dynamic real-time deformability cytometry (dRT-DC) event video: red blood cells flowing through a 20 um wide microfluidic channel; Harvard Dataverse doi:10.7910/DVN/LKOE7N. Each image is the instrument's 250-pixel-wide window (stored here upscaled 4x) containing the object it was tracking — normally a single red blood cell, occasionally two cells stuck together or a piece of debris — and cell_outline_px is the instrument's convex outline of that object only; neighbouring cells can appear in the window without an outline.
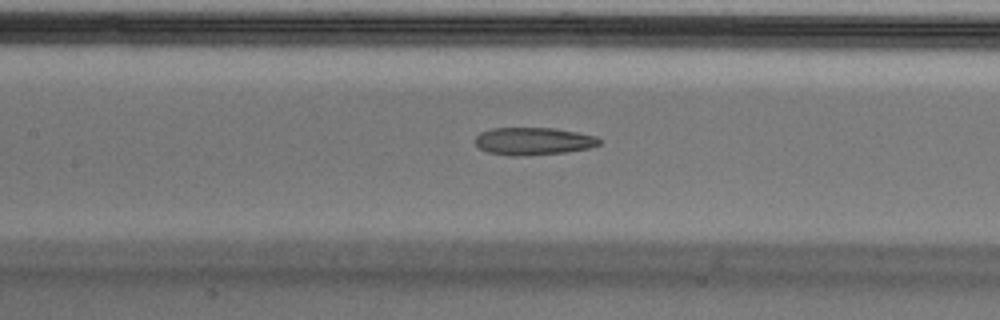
{"species": "Egyptian fruit bat (a non-hibernating species)", "species_latin": "Rousettus aegyptiacus", "temperature_condition": "cold", "stored_images_in_passage": 38, "camera_frame_rate_fps": 3000, "um_per_image_px": 0.085, "animal": {"sex": "male"}, "frame": {"image": 1, "passage_image": 9, "time_ms": 2.667, "image_size_px": [1000, 320], "cell_outline_px": [[600, 144], [588, 148], [564, 152], [524, 156], [508, 156], [488, 152], [480, 148], [476, 144], [476, 136], [480, 132], [492, 128], [556, 128], [596, 136], [600, 140]], "centroid_in_image_um": [45.31, 12.0], "position_along_channel_um": 162.1, "area_um2": 19.88}}
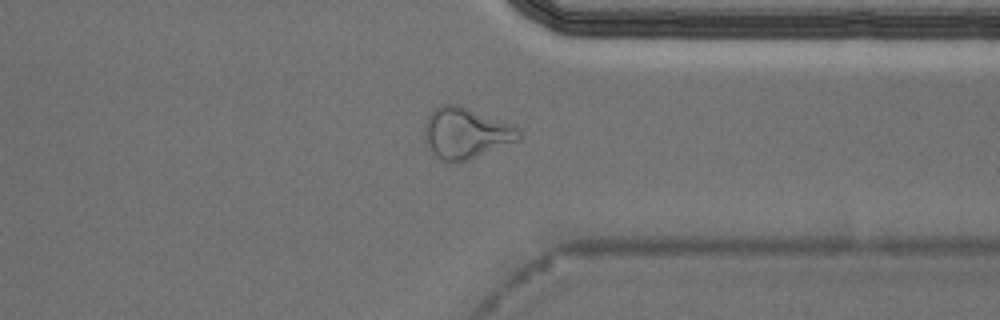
{"frame": {"image": 2, "passage_image": 26, "time_ms": 8.333, "image_size_px": [1000, 320], "cell_outline_px": [[520, 140], [468, 160], [456, 164], [444, 164], [432, 156], [424, 140], [424, 124], [432, 108], [440, 104], [460, 104], [520, 128]], "centroid_in_image_um": [39.52, 11.35], "position_along_channel_um": 371.9, "area_um2": 28.9}}
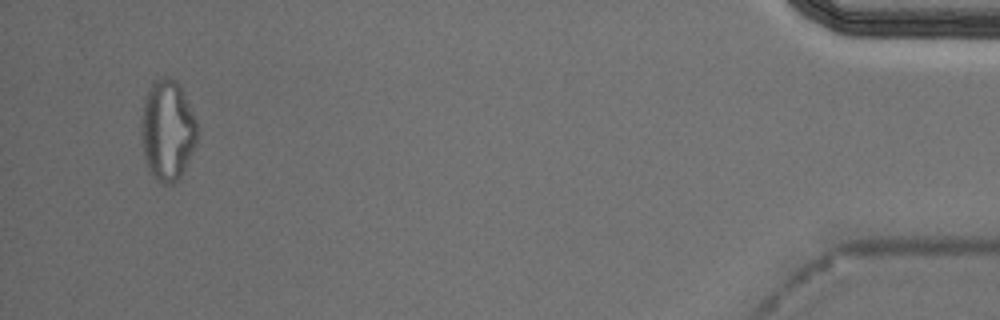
{"frame": {"image": 3, "passage_image": 36, "time_ms": 11.667, "image_size_px": [1000, 320], "cell_outline_px": [[196, 140], [192, 152], [180, 176], [172, 184], [164, 184], [156, 180], [152, 176], [144, 160], [140, 128], [140, 120], [144, 100], [148, 88], [152, 80], [164, 76], [168, 76], [176, 80], [196, 120]], "centroid_in_image_um": [14.18, 11.06], "position_along_channel_um": 421.0, "area_um2": 32.77}, "authors_computed_cell_mechanics": {"area_um2": 21.5305, "velocity_mm_per_s": 3.7361, "shape_relaxation_time_tau1_ms": null, "shape_relaxation_time_tau2_ms": 4.1082, "deformation_change_tau1": null, "deformation_change_tau2": 0.1468}}